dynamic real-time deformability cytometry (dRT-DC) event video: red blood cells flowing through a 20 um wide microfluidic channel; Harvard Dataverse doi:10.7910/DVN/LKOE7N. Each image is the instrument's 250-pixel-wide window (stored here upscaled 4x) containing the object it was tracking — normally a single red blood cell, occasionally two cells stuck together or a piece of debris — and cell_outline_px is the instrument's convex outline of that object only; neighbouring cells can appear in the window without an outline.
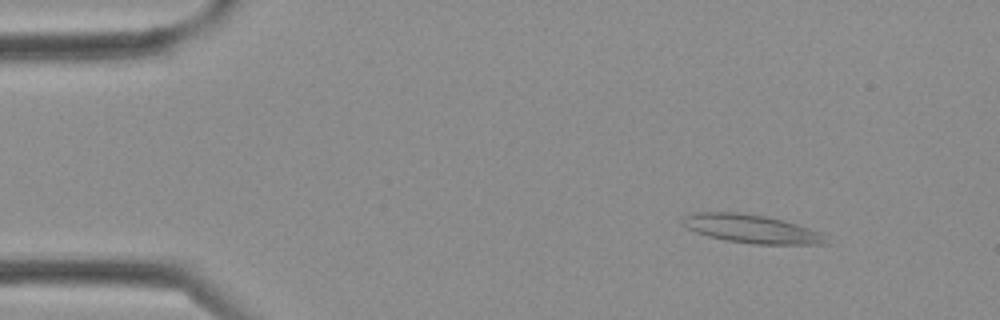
{"species": "Egyptian fruit bat (a non-hibernating species)", "species_latin": "Rousettus aegyptiacus", "temperature_condition": "cold", "stored_images_in_passage": 4, "camera_frame_rate_fps": 3000, "um_per_image_px": 0.085, "frame": {"image": 1, "passage_image": 4, "time_ms": 1.0, "image_size_px": [1000, 320], "cell_outline_px": [[828, 244], [756, 244], [724, 240], [708, 236], [696, 232], [688, 228], [680, 220], [684, 216], [692, 212], [740, 212], [764, 216], [784, 220], [820, 232], [824, 236]], "centroid_in_image_um": [63.83, 19.44], "position_along_channel_um": 21.2, "area_um2": 23.64}}